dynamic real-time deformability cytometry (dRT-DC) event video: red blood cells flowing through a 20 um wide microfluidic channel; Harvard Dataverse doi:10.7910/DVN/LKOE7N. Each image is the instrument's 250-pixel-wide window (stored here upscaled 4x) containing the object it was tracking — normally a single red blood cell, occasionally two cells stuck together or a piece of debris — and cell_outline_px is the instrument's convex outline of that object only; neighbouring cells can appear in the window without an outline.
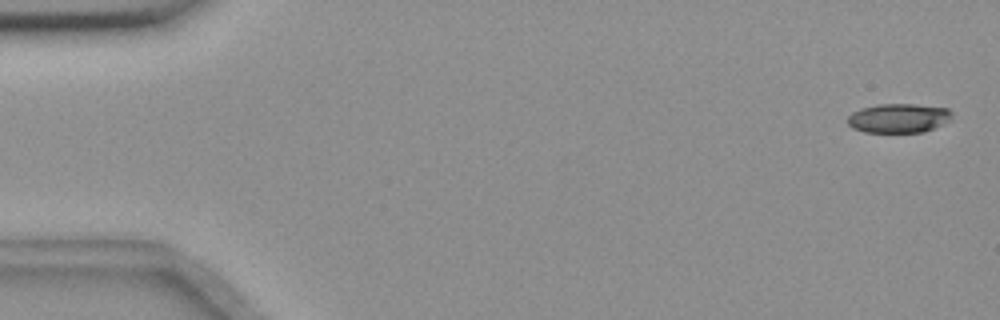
{"species": "common noctule bat (a hibernating species)", "species_latin": "Nyctalus noctula", "temperature_condition": "room temperature", "stored_images_in_passage": 55, "camera_frame_rate_fps": 3000, "um_per_image_px": 0.085, "animal": {"sex": "female", "body_mass_g": 18.4}, "frame": {"image": 1, "passage_image": 1, "time_ms": 0.0, "image_size_px": [1000, 320], "cell_outline_px": [[952, 116], [948, 120], [924, 132], [864, 132], [852, 128], [848, 124], [848, 116], [852, 112], [860, 108], [876, 104], [916, 104], [948, 108], [952, 112]], "centroid_in_image_um": [76.34, 10.03], "position_along_channel_um": 8.7, "area_um2": 17.74}}
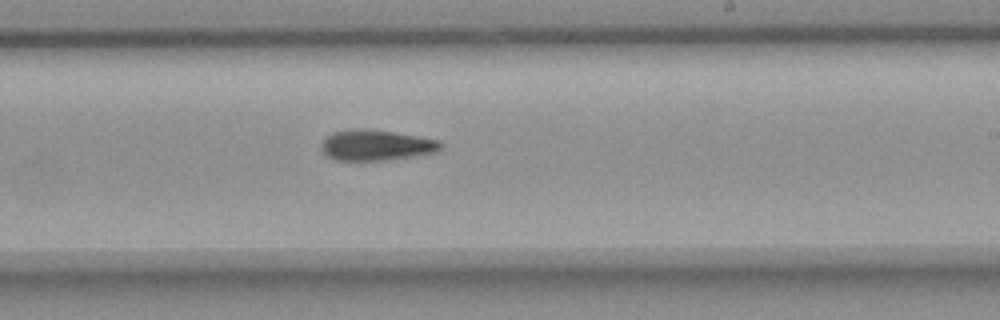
{"frame": {"image": 2, "passage_image": 33, "time_ms": 10.667, "image_size_px": [1000, 320], "cell_outline_px": [[444, 144], [436, 152], [416, 156], [392, 160], [336, 160], [328, 156], [320, 148], [324, 140], [332, 132], [392, 132], [440, 140]], "centroid_in_image_um": [32.06, 12.4], "position_along_channel_um": 256.9, "area_um2": 20.35}}
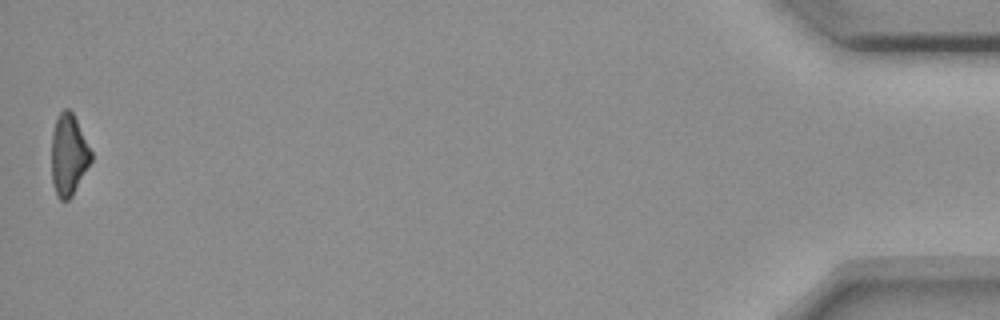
{"frame": {"image": 3, "passage_image": 55, "time_ms": 18.0, "image_size_px": [1000, 320], "cell_outline_px": [[92, 160], [72, 196], [68, 200], [60, 200], [56, 196], [52, 184], [52, 132], [56, 116], [64, 108], [68, 108], [72, 112], [92, 152]], "centroid_in_image_um": [5.82, 13.17], "position_along_channel_um": 429.4, "area_um2": 18.79}, "authors_computed_cell_mechanics": {"area_um2": 20.2878, "velocity_mm_per_s": 3.6495, "shape_relaxation_time_tau1_ms": 6.6239, "shape_relaxation_time_tau2_ms": null, "deformation_change_tau1": 0.1683, "deformation_change_tau2": null}}